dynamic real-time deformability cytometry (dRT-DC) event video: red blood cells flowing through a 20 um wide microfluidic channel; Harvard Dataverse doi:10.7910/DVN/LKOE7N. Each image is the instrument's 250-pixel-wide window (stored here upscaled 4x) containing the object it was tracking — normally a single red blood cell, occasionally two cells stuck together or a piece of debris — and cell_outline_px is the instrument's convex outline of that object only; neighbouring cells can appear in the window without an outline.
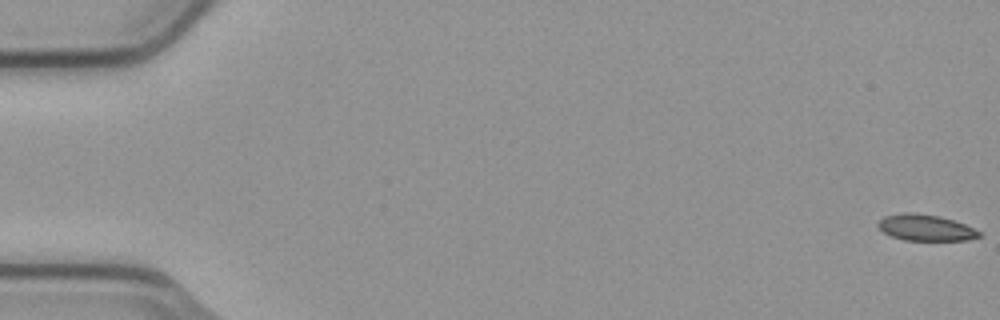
{"species": "common noctule bat (a hibernating species)", "species_latin": "Nyctalus noctula", "temperature_condition": "cold", "stored_images_in_passage": 9, "camera_frame_rate_fps": 3000, "um_per_image_px": 0.085, "animal": {"sex": "male", "body_mass_g": 23.1, "forearm_length_mm": 52.7}, "frame": {"image": 1, "passage_image": 1, "time_ms": 0.0, "image_size_px": [1000, 320], "cell_outline_px": [[980, 236], [968, 240], [904, 240], [892, 236], [884, 232], [876, 224], [884, 216], [904, 212], [912, 212], [940, 216], [964, 224], [980, 232]], "centroid_in_image_um": [78.65, 19.34], "position_along_channel_um": 6.4, "area_um2": 15.26}}
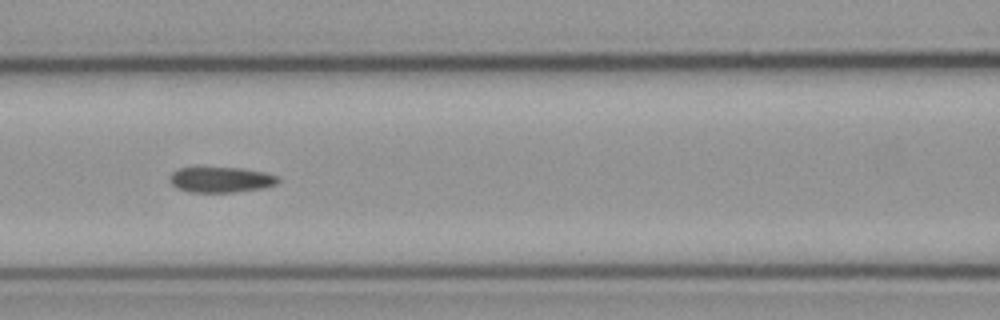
{"frame": {"image": 2, "passage_image": 8, "time_ms": 2.333, "image_size_px": [1000, 320], "cell_outline_px": [[280, 180], [276, 184], [264, 188], [232, 192], [192, 192], [176, 188], [168, 180], [168, 176], [172, 172], [180, 168], [240, 168], [264, 172], [276, 176]], "centroid_in_image_um": [18.75, 15.28], "position_along_channel_um": 147.9, "area_um2": 16.01}}
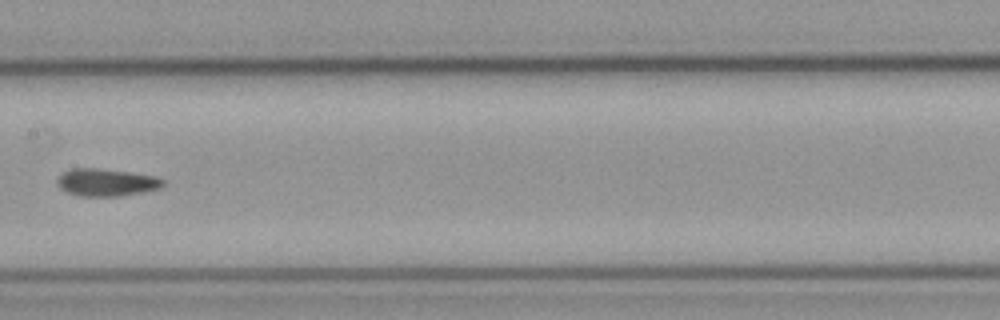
{"frame": {"image": 3, "passage_image": 9, "time_ms": 2.667, "image_size_px": [1000, 320], "cell_outline_px": [[164, 184], [160, 188], [144, 192], [120, 196], [80, 196], [68, 192], [60, 188], [56, 180], [64, 172], [72, 168], [96, 168], [128, 172], [156, 176], [164, 180]], "centroid_in_image_um": [9.06, 15.51], "position_along_channel_um": 198.3, "area_um2": 16.82}}